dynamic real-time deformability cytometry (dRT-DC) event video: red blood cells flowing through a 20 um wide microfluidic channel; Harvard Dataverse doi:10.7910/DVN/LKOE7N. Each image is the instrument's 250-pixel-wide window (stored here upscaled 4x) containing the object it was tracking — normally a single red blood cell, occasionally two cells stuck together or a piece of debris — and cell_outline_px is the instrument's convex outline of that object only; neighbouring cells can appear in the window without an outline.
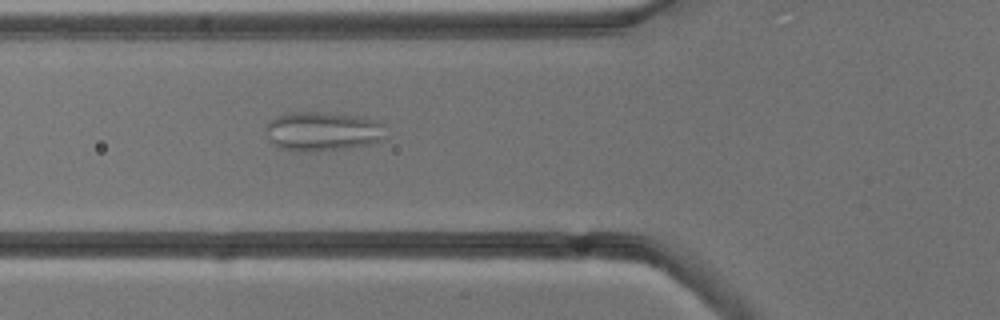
{"species": "common noctule bat (a hibernating species)", "species_latin": "Nyctalus noctula", "temperature_condition": "cold", "stored_images_in_passage": 3, "camera_frame_rate_fps": 3000, "um_per_image_px": 0.085, "animal": {"sex": "male", "body_mass_g": 13.3}, "frame": {"image": 1, "passage_image": 3, "time_ms": 3.0, "image_size_px": [1000, 320], "cell_outline_px": [[384, 140], [368, 144], [344, 148], [280, 148], [272, 140], [268, 128], [268, 124], [276, 116], [288, 112], [320, 112], [364, 116], [376, 120], [384, 124]], "centroid_in_image_um": [27.55, 11.09], "position_along_channel_um": 98.2, "area_um2": 26.13}}